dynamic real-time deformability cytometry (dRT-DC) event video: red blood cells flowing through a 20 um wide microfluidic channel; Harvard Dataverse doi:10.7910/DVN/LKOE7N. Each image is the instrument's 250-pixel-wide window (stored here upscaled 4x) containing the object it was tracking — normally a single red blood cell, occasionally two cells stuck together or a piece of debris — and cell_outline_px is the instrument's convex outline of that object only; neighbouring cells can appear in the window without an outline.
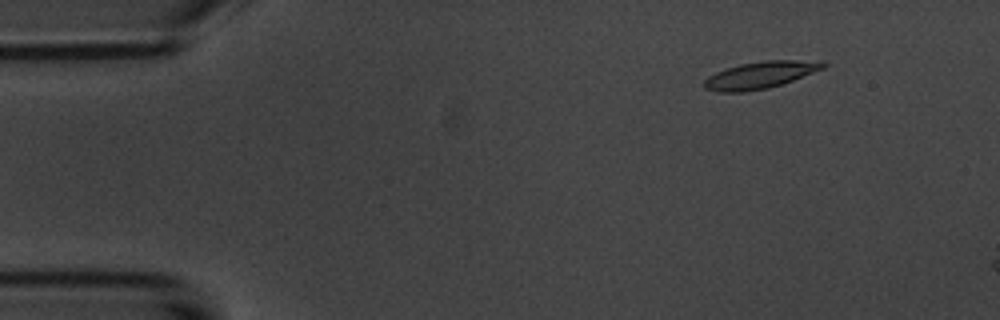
{"species": "common noctule bat (a hibernating species)", "species_latin": "Nyctalus noctula", "temperature_condition": "room temperature", "stored_images_in_passage": 5, "camera_frame_rate_fps": 3000, "um_per_image_px": 0.085, "animal": {"sex": "male", "body_mass_g": 20.1, "forearm_length_mm": 53.5}, "frame": {"image": 1, "passage_image": 3, "time_ms": 2.0, "image_size_px": [1000, 320], "cell_outline_px": [[828, 64], [824, 68], [792, 80], [768, 88], [744, 92], [720, 92], [704, 88], [704, 80], [708, 76], [724, 68], [740, 64], [764, 60], [820, 60]], "centroid_in_image_um": [64.62, 6.36], "position_along_channel_um": 20.4, "area_um2": 18.73}}